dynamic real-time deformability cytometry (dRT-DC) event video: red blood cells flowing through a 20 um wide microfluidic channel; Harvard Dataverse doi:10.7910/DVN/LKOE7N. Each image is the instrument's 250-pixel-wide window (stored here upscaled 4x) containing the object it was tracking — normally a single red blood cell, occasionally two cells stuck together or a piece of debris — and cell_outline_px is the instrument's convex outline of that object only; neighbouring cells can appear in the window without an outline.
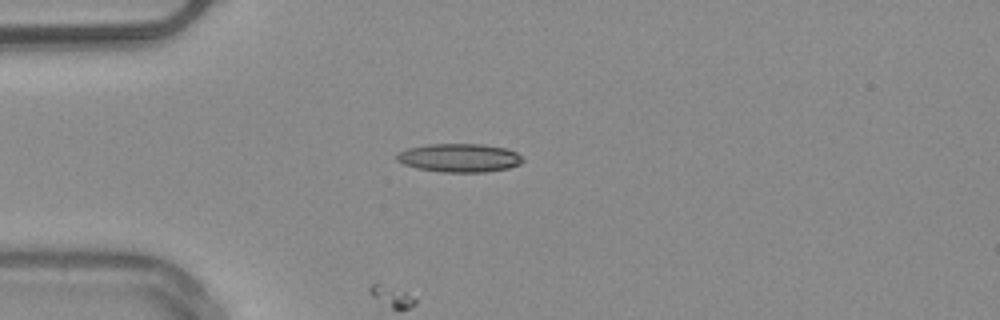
{"species": "common noctule bat (a hibernating species)", "species_latin": "Nyctalus noctula", "temperature_condition": "warm", "stored_images_in_passage": 33, "camera_frame_rate_fps": 3000, "um_per_image_px": 0.085, "animal": {"sex": "male", "body_mass_g": 20.4}, "frame": {"image": 1, "passage_image": 1, "time_ms": 0.0, "image_size_px": [1000, 320], "cell_outline_px": [[524, 160], [520, 164], [508, 168], [484, 172], [440, 172], [416, 168], [404, 164], [396, 160], [396, 156], [400, 152], [408, 148], [428, 144], [484, 144], [504, 148], [516, 152]], "centroid_in_image_um": [39.04, 13.42], "position_along_channel_um": 46.0, "area_um2": 20.87}}